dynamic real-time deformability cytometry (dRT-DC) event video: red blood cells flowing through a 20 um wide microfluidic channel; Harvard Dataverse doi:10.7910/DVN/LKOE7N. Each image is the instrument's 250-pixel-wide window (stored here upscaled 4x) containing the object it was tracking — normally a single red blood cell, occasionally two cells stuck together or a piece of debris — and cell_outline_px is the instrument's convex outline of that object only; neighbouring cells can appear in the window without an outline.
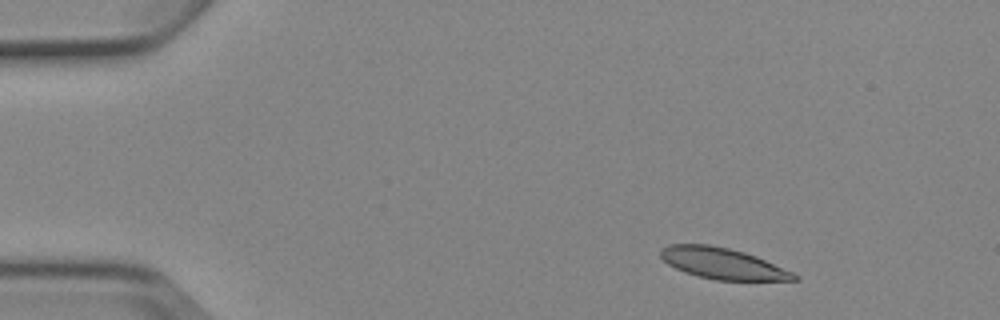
{"species": "Egyptian fruit bat (a non-hibernating species)", "species_latin": "Rousettus aegyptiacus", "temperature_condition": "cold", "stored_images_in_passage": 7, "camera_frame_rate_fps": 3000, "um_per_image_px": 0.085, "animal": {"sex": "female"}, "frame": {"image": 1, "passage_image": 1, "time_ms": 0.0, "image_size_px": [1000, 320], "cell_outline_px": [[800, 280], [716, 280], [684, 272], [668, 264], [660, 256], [660, 248], [668, 244], [708, 244], [728, 248], [744, 252], [756, 256], [792, 272], [800, 276]], "centroid_in_image_um": [61.4, 22.39], "position_along_channel_um": 23.6, "area_um2": 24.04}}
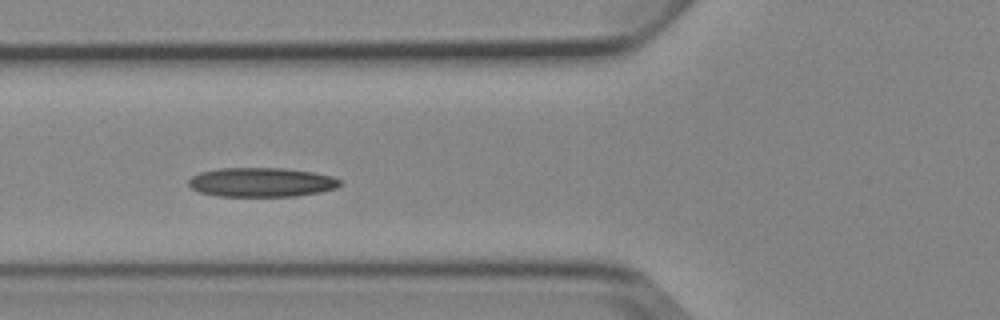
{"frame": {"image": 2, "passage_image": 5, "time_ms": 4.333, "image_size_px": [1000, 320], "cell_outline_px": [[340, 184], [336, 188], [320, 192], [296, 196], [216, 196], [200, 192], [192, 188], [188, 184], [188, 180], [192, 176], [200, 172], [216, 168], [284, 168], [312, 172], [332, 176], [340, 180]], "centroid_in_image_um": [22.2, 15.49], "position_along_channel_um": 103.6, "area_um2": 25.84}}
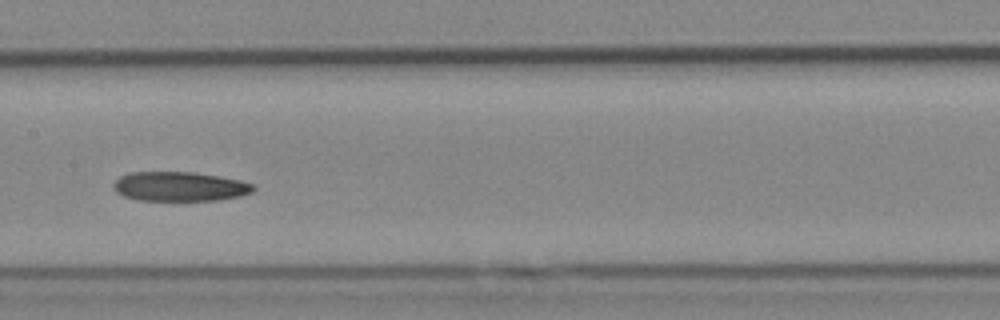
{"frame": {"image": 3, "passage_image": 7, "time_ms": 6.667, "image_size_px": [1000, 320], "cell_outline_px": [[256, 188], [252, 192], [240, 196], [220, 200], [140, 200], [124, 196], [116, 192], [112, 184], [120, 176], [128, 172], [192, 172], [220, 176], [240, 180], [256, 184]], "centroid_in_image_um": [15.3, 15.84], "position_along_channel_um": 192.1, "area_um2": 24.1}}